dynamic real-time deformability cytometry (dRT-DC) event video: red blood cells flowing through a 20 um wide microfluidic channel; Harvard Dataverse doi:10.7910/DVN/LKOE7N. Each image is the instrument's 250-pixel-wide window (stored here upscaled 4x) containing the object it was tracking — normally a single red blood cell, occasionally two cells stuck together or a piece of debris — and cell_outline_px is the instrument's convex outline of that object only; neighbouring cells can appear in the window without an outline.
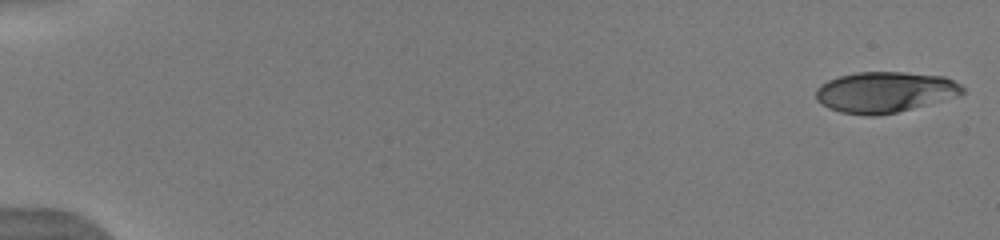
{"species": "human", "species_latin": "Homo sapiens", "temperature_condition": "warm", "stored_images_in_passage": 52, "camera_frame_rate_fps": 3000, "um_per_image_px": 0.085, "donor": {"sex": "male"}, "frame": {"image": 1, "passage_image": 1, "time_ms": 0.0, "image_size_px": [1000, 240], "cell_outline_px": [[964, 92], [956, 96], [912, 108], [896, 112], [876, 116], [864, 116], [840, 112], [828, 108], [820, 104], [816, 100], [816, 88], [820, 84], [828, 80], [840, 76], [856, 72], [904, 72], [944, 76], [960, 84], [964, 88]], "centroid_in_image_um": [75.16, 7.83], "position_along_channel_um": 9.8, "area_um2": 34.85}}
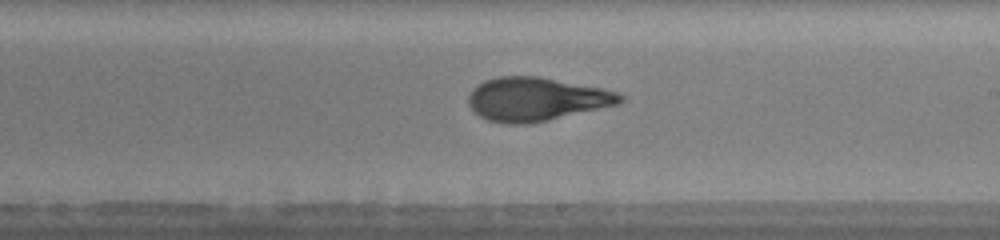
{"frame": {"image": 2, "passage_image": 32, "time_ms": 10.333, "image_size_px": [1000, 240], "cell_outline_px": [[624, 100], [620, 104], [548, 120], [528, 124], [508, 124], [488, 120], [480, 116], [468, 104], [468, 96], [472, 88], [476, 84], [484, 80], [496, 76], [536, 76], [604, 88], [616, 92], [624, 96]], "centroid_in_image_um": [45.57, 8.42], "position_along_channel_um": 243.4, "area_um2": 38.61}}
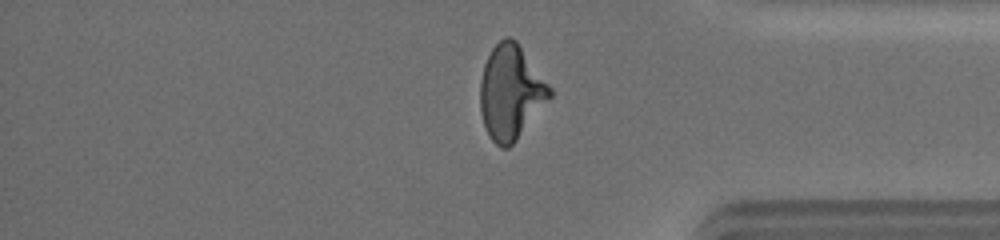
{"frame": {"image": 3, "passage_image": 44, "time_ms": 14.333, "image_size_px": [1000, 240], "cell_outline_px": [[552, 96], [516, 140], [508, 148], [500, 148], [492, 140], [484, 128], [480, 112], [480, 80], [484, 64], [492, 48], [500, 40], [508, 36], [516, 40], [552, 88]], "centroid_in_image_um": [43.4, 7.85], "position_along_channel_um": 391.8, "area_um2": 38.21}, "authors_computed_cell_mechanics": {"area_um2": 37.5122, "velocity_mm_per_s": 3.9665, "shape_relaxation_time_tau1_ms": 5.7436, "shape_relaxation_time_tau2_ms": 1.3847, "deformation_change_tau1": 0.2391, "deformation_change_tau2": 0.0971}}